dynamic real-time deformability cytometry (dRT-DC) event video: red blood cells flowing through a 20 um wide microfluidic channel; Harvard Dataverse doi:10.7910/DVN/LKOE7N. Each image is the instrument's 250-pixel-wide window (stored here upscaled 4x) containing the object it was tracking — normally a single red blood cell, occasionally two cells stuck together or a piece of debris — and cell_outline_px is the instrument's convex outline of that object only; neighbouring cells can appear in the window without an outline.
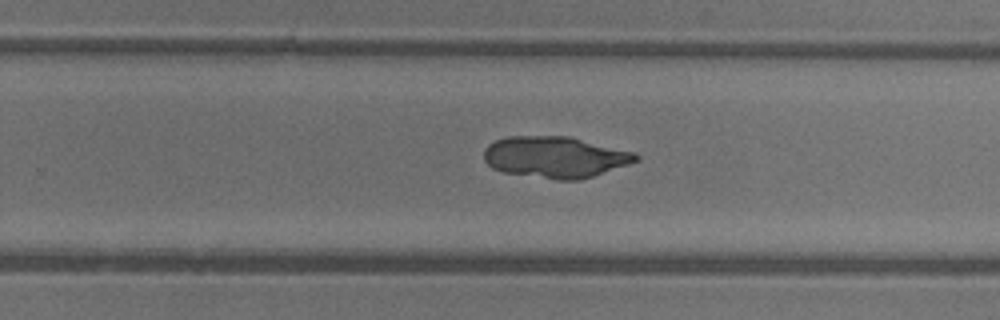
{"species": "common noctule bat (a hibernating species)", "species_latin": "Nyctalus noctula", "temperature_condition": "warm", "stored_images_in_passage": 47, "camera_frame_rate_fps": 3000, "um_per_image_px": 0.085, "animal": {"sex": "female"}, "frame": {"image": 1, "passage_image": 30, "time_ms": 9.667, "image_size_px": [1000, 320], "cell_outline_px": [[640, 160], [580, 180], [560, 180], [504, 172], [492, 168], [484, 160], [484, 148], [488, 144], [496, 140], [508, 136], [568, 136], [636, 152], [640, 156]], "centroid_in_image_um": [47.2, 13.34], "position_along_channel_um": 282.6, "area_um2": 36.59}}
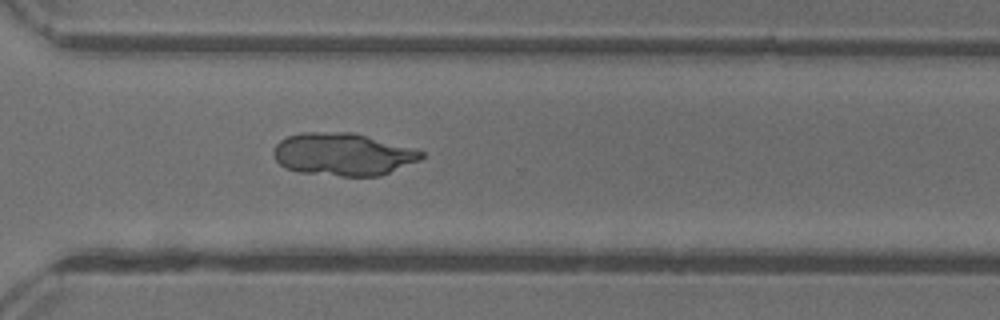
{"frame": {"image": 2, "passage_image": 34, "time_ms": 11.0, "image_size_px": [1000, 320], "cell_outline_px": [[424, 156], [420, 160], [380, 176], [340, 176], [300, 172], [284, 168], [276, 160], [272, 152], [276, 144], [280, 140], [288, 136], [300, 132], [352, 132], [424, 152]], "centroid_in_image_um": [29.09, 13.12], "position_along_channel_um": 341.5, "area_um2": 36.47}}
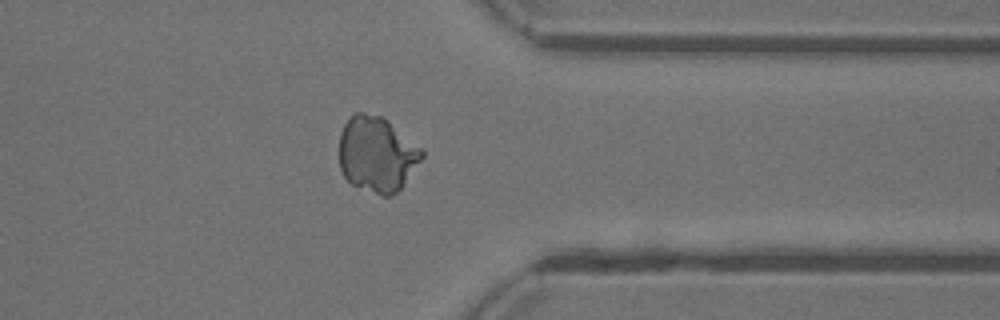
{"frame": {"image": 3, "passage_image": 37, "time_ms": 12.0, "image_size_px": [1000, 320], "cell_outline_px": [[424, 156], [400, 188], [396, 192], [388, 196], [380, 196], [352, 184], [344, 176], [340, 168], [340, 132], [344, 124], [356, 112], [364, 112], [380, 116], [388, 120], [420, 148], [424, 152]], "centroid_in_image_um": [32.02, 13.11], "position_along_channel_um": 379.4, "area_um2": 35.95}}